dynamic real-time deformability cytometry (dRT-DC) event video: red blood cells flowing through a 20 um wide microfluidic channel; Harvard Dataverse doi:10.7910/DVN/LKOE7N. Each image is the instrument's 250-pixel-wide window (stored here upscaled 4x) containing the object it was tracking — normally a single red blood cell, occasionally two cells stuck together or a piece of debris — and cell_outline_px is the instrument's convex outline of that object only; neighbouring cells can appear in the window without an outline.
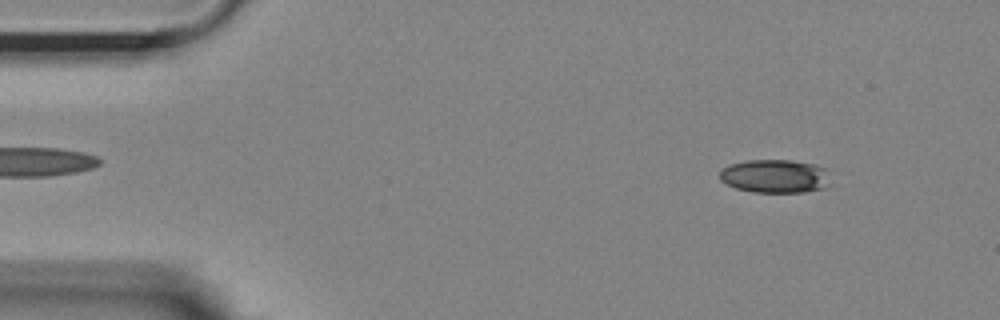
{"species": "Egyptian fruit bat (a non-hibernating species)", "species_latin": "Rousettus aegyptiacus", "temperature_condition": "room temperature", "stored_images_in_passage": 53, "camera_frame_rate_fps": 3000, "um_per_image_px": 0.085, "animal": {"sex": "female"}, "frame": {"image": 1, "passage_image": 5, "time_ms": 1.333, "image_size_px": [1000, 320], "cell_outline_px": [[832, 184], [824, 188], [804, 192], [752, 192], [736, 188], [720, 180], [720, 168], [728, 164], [748, 160], [792, 160], [816, 164], [828, 168]], "centroid_in_image_um": [65.93, 14.96], "position_along_channel_um": 19.1, "area_um2": 22.14}}
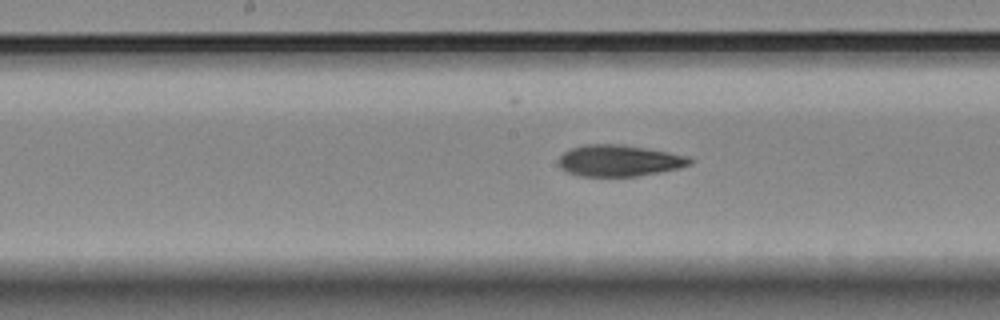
{"frame": {"image": 2, "passage_image": 26, "time_ms": 8.333, "image_size_px": [1000, 320], "cell_outline_px": [[696, 160], [692, 164], [680, 168], [660, 172], [636, 176], [580, 176], [568, 172], [560, 168], [556, 160], [564, 152], [572, 148], [584, 144], [624, 144], [668, 152], [688, 156]], "centroid_in_image_um": [52.64, 13.65], "position_along_channel_um": 195.6, "area_um2": 24.28}}
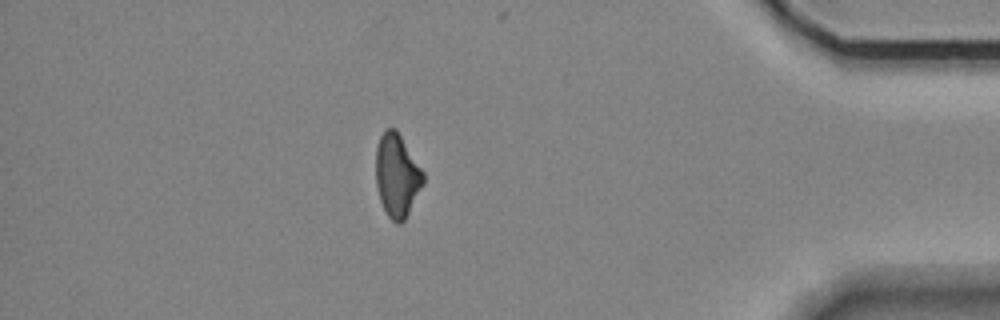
{"frame": {"image": 3, "passage_image": 46, "time_ms": 15.0, "image_size_px": [1000, 320], "cell_outline_px": [[424, 184], [404, 220], [400, 224], [396, 224], [388, 216], [380, 200], [376, 184], [376, 148], [380, 136], [384, 128], [396, 128], [424, 172]], "centroid_in_image_um": [33.74, 14.89], "position_along_channel_um": 401.5, "area_um2": 23.0}, "authors_computed_cell_mechanics": {"area_um2": 23.7558, "velocity_mm_per_s": 3.6921, "shape_relaxation_time_tau1_ms": 5.4705, "shape_relaxation_time_tau2_ms": 6.2862, "deformation_change_tau1": 0.1388, "deformation_change_tau2": 0.153}}